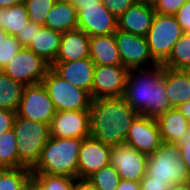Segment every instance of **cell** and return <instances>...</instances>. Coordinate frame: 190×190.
Segmentation results:
<instances>
[{
  "label": "cell",
  "mask_w": 190,
  "mask_h": 190,
  "mask_svg": "<svg viewBox=\"0 0 190 190\" xmlns=\"http://www.w3.org/2000/svg\"><path fill=\"white\" fill-rule=\"evenodd\" d=\"M114 34L123 66L130 70H139L158 65L150 54L144 36L134 35L118 29Z\"/></svg>",
  "instance_id": "cell-11"
},
{
  "label": "cell",
  "mask_w": 190,
  "mask_h": 190,
  "mask_svg": "<svg viewBox=\"0 0 190 190\" xmlns=\"http://www.w3.org/2000/svg\"><path fill=\"white\" fill-rule=\"evenodd\" d=\"M161 139L164 142L175 143L188 130L190 122L177 109L171 108L156 118Z\"/></svg>",
  "instance_id": "cell-23"
},
{
  "label": "cell",
  "mask_w": 190,
  "mask_h": 190,
  "mask_svg": "<svg viewBox=\"0 0 190 190\" xmlns=\"http://www.w3.org/2000/svg\"><path fill=\"white\" fill-rule=\"evenodd\" d=\"M61 36L62 32L43 26L26 48L51 65L57 57Z\"/></svg>",
  "instance_id": "cell-22"
},
{
  "label": "cell",
  "mask_w": 190,
  "mask_h": 190,
  "mask_svg": "<svg viewBox=\"0 0 190 190\" xmlns=\"http://www.w3.org/2000/svg\"><path fill=\"white\" fill-rule=\"evenodd\" d=\"M169 190H190L188 183L174 184Z\"/></svg>",
  "instance_id": "cell-46"
},
{
  "label": "cell",
  "mask_w": 190,
  "mask_h": 190,
  "mask_svg": "<svg viewBox=\"0 0 190 190\" xmlns=\"http://www.w3.org/2000/svg\"><path fill=\"white\" fill-rule=\"evenodd\" d=\"M87 180L95 190H116L120 184L121 177L117 170L109 164L92 174Z\"/></svg>",
  "instance_id": "cell-30"
},
{
  "label": "cell",
  "mask_w": 190,
  "mask_h": 190,
  "mask_svg": "<svg viewBox=\"0 0 190 190\" xmlns=\"http://www.w3.org/2000/svg\"><path fill=\"white\" fill-rule=\"evenodd\" d=\"M130 69L123 65H95L91 98L123 97Z\"/></svg>",
  "instance_id": "cell-12"
},
{
  "label": "cell",
  "mask_w": 190,
  "mask_h": 190,
  "mask_svg": "<svg viewBox=\"0 0 190 190\" xmlns=\"http://www.w3.org/2000/svg\"><path fill=\"white\" fill-rule=\"evenodd\" d=\"M22 48L23 46L15 36L7 34L6 37L0 41V70H3L6 64H8Z\"/></svg>",
  "instance_id": "cell-33"
},
{
  "label": "cell",
  "mask_w": 190,
  "mask_h": 190,
  "mask_svg": "<svg viewBox=\"0 0 190 190\" xmlns=\"http://www.w3.org/2000/svg\"><path fill=\"white\" fill-rule=\"evenodd\" d=\"M7 35V32L5 31V29L3 27L0 26V41L5 38Z\"/></svg>",
  "instance_id": "cell-49"
},
{
  "label": "cell",
  "mask_w": 190,
  "mask_h": 190,
  "mask_svg": "<svg viewBox=\"0 0 190 190\" xmlns=\"http://www.w3.org/2000/svg\"><path fill=\"white\" fill-rule=\"evenodd\" d=\"M111 147L90 136L84 138L78 156V179H88L92 174L110 164Z\"/></svg>",
  "instance_id": "cell-16"
},
{
  "label": "cell",
  "mask_w": 190,
  "mask_h": 190,
  "mask_svg": "<svg viewBox=\"0 0 190 190\" xmlns=\"http://www.w3.org/2000/svg\"><path fill=\"white\" fill-rule=\"evenodd\" d=\"M83 139L51 137L44 145L33 174L78 178V156Z\"/></svg>",
  "instance_id": "cell-3"
},
{
  "label": "cell",
  "mask_w": 190,
  "mask_h": 190,
  "mask_svg": "<svg viewBox=\"0 0 190 190\" xmlns=\"http://www.w3.org/2000/svg\"><path fill=\"white\" fill-rule=\"evenodd\" d=\"M188 184H189V187H190V176H189V179H188V182H187Z\"/></svg>",
  "instance_id": "cell-51"
},
{
  "label": "cell",
  "mask_w": 190,
  "mask_h": 190,
  "mask_svg": "<svg viewBox=\"0 0 190 190\" xmlns=\"http://www.w3.org/2000/svg\"><path fill=\"white\" fill-rule=\"evenodd\" d=\"M50 64L33 51L23 47L3 68V72L23 85L41 83Z\"/></svg>",
  "instance_id": "cell-10"
},
{
  "label": "cell",
  "mask_w": 190,
  "mask_h": 190,
  "mask_svg": "<svg viewBox=\"0 0 190 190\" xmlns=\"http://www.w3.org/2000/svg\"><path fill=\"white\" fill-rule=\"evenodd\" d=\"M137 2L153 5L156 2V0H137Z\"/></svg>",
  "instance_id": "cell-48"
},
{
  "label": "cell",
  "mask_w": 190,
  "mask_h": 190,
  "mask_svg": "<svg viewBox=\"0 0 190 190\" xmlns=\"http://www.w3.org/2000/svg\"><path fill=\"white\" fill-rule=\"evenodd\" d=\"M16 112L0 109V134L13 129Z\"/></svg>",
  "instance_id": "cell-38"
},
{
  "label": "cell",
  "mask_w": 190,
  "mask_h": 190,
  "mask_svg": "<svg viewBox=\"0 0 190 190\" xmlns=\"http://www.w3.org/2000/svg\"><path fill=\"white\" fill-rule=\"evenodd\" d=\"M184 33H190V0L174 15Z\"/></svg>",
  "instance_id": "cell-37"
},
{
  "label": "cell",
  "mask_w": 190,
  "mask_h": 190,
  "mask_svg": "<svg viewBox=\"0 0 190 190\" xmlns=\"http://www.w3.org/2000/svg\"><path fill=\"white\" fill-rule=\"evenodd\" d=\"M178 141L190 142V126L187 131H185L182 137Z\"/></svg>",
  "instance_id": "cell-47"
},
{
  "label": "cell",
  "mask_w": 190,
  "mask_h": 190,
  "mask_svg": "<svg viewBox=\"0 0 190 190\" xmlns=\"http://www.w3.org/2000/svg\"><path fill=\"white\" fill-rule=\"evenodd\" d=\"M124 143L140 153L147 156L152 155L162 143L156 119L138 115L129 129Z\"/></svg>",
  "instance_id": "cell-15"
},
{
  "label": "cell",
  "mask_w": 190,
  "mask_h": 190,
  "mask_svg": "<svg viewBox=\"0 0 190 190\" xmlns=\"http://www.w3.org/2000/svg\"><path fill=\"white\" fill-rule=\"evenodd\" d=\"M24 0H0V8H8L22 3Z\"/></svg>",
  "instance_id": "cell-44"
},
{
  "label": "cell",
  "mask_w": 190,
  "mask_h": 190,
  "mask_svg": "<svg viewBox=\"0 0 190 190\" xmlns=\"http://www.w3.org/2000/svg\"><path fill=\"white\" fill-rule=\"evenodd\" d=\"M190 122V101H186L176 107Z\"/></svg>",
  "instance_id": "cell-43"
},
{
  "label": "cell",
  "mask_w": 190,
  "mask_h": 190,
  "mask_svg": "<svg viewBox=\"0 0 190 190\" xmlns=\"http://www.w3.org/2000/svg\"><path fill=\"white\" fill-rule=\"evenodd\" d=\"M56 114L53 101L41 83L25 86L16 115L41 123L50 124Z\"/></svg>",
  "instance_id": "cell-9"
},
{
  "label": "cell",
  "mask_w": 190,
  "mask_h": 190,
  "mask_svg": "<svg viewBox=\"0 0 190 190\" xmlns=\"http://www.w3.org/2000/svg\"><path fill=\"white\" fill-rule=\"evenodd\" d=\"M50 67L60 77L87 91L91 96L95 63L90 58L71 62H53Z\"/></svg>",
  "instance_id": "cell-17"
},
{
  "label": "cell",
  "mask_w": 190,
  "mask_h": 190,
  "mask_svg": "<svg viewBox=\"0 0 190 190\" xmlns=\"http://www.w3.org/2000/svg\"><path fill=\"white\" fill-rule=\"evenodd\" d=\"M102 0H73L77 10V29L88 36L109 35L118 29L117 18L105 7Z\"/></svg>",
  "instance_id": "cell-7"
},
{
  "label": "cell",
  "mask_w": 190,
  "mask_h": 190,
  "mask_svg": "<svg viewBox=\"0 0 190 190\" xmlns=\"http://www.w3.org/2000/svg\"><path fill=\"white\" fill-rule=\"evenodd\" d=\"M24 87L0 70V109L16 112Z\"/></svg>",
  "instance_id": "cell-25"
},
{
  "label": "cell",
  "mask_w": 190,
  "mask_h": 190,
  "mask_svg": "<svg viewBox=\"0 0 190 190\" xmlns=\"http://www.w3.org/2000/svg\"><path fill=\"white\" fill-rule=\"evenodd\" d=\"M155 15L153 5L136 2L117 18L118 30L145 37Z\"/></svg>",
  "instance_id": "cell-18"
},
{
  "label": "cell",
  "mask_w": 190,
  "mask_h": 190,
  "mask_svg": "<svg viewBox=\"0 0 190 190\" xmlns=\"http://www.w3.org/2000/svg\"><path fill=\"white\" fill-rule=\"evenodd\" d=\"M180 148L175 143L162 141L160 147L147 160L146 175L151 181L174 184L187 183L190 173L180 158Z\"/></svg>",
  "instance_id": "cell-5"
},
{
  "label": "cell",
  "mask_w": 190,
  "mask_h": 190,
  "mask_svg": "<svg viewBox=\"0 0 190 190\" xmlns=\"http://www.w3.org/2000/svg\"><path fill=\"white\" fill-rule=\"evenodd\" d=\"M50 136L79 138L91 136L90 110L58 111L50 122Z\"/></svg>",
  "instance_id": "cell-14"
},
{
  "label": "cell",
  "mask_w": 190,
  "mask_h": 190,
  "mask_svg": "<svg viewBox=\"0 0 190 190\" xmlns=\"http://www.w3.org/2000/svg\"><path fill=\"white\" fill-rule=\"evenodd\" d=\"M28 22V12L23 2L8 8H0V26L7 34L15 36Z\"/></svg>",
  "instance_id": "cell-26"
},
{
  "label": "cell",
  "mask_w": 190,
  "mask_h": 190,
  "mask_svg": "<svg viewBox=\"0 0 190 190\" xmlns=\"http://www.w3.org/2000/svg\"><path fill=\"white\" fill-rule=\"evenodd\" d=\"M32 176L28 168L0 169V190H26Z\"/></svg>",
  "instance_id": "cell-28"
},
{
  "label": "cell",
  "mask_w": 190,
  "mask_h": 190,
  "mask_svg": "<svg viewBox=\"0 0 190 190\" xmlns=\"http://www.w3.org/2000/svg\"><path fill=\"white\" fill-rule=\"evenodd\" d=\"M116 190H140V183L128 180H121Z\"/></svg>",
  "instance_id": "cell-42"
},
{
  "label": "cell",
  "mask_w": 190,
  "mask_h": 190,
  "mask_svg": "<svg viewBox=\"0 0 190 190\" xmlns=\"http://www.w3.org/2000/svg\"><path fill=\"white\" fill-rule=\"evenodd\" d=\"M42 27L43 26L29 20V22L25 24L24 29L22 31H19L15 37L23 47H27L34 38L35 33L39 32Z\"/></svg>",
  "instance_id": "cell-36"
},
{
  "label": "cell",
  "mask_w": 190,
  "mask_h": 190,
  "mask_svg": "<svg viewBox=\"0 0 190 190\" xmlns=\"http://www.w3.org/2000/svg\"><path fill=\"white\" fill-rule=\"evenodd\" d=\"M42 84L53 101L56 112L69 110H90V94L60 77L51 67L42 79Z\"/></svg>",
  "instance_id": "cell-6"
},
{
  "label": "cell",
  "mask_w": 190,
  "mask_h": 190,
  "mask_svg": "<svg viewBox=\"0 0 190 190\" xmlns=\"http://www.w3.org/2000/svg\"><path fill=\"white\" fill-rule=\"evenodd\" d=\"M140 190H169V187L165 185V182L151 181V177L145 175L139 182Z\"/></svg>",
  "instance_id": "cell-39"
},
{
  "label": "cell",
  "mask_w": 190,
  "mask_h": 190,
  "mask_svg": "<svg viewBox=\"0 0 190 190\" xmlns=\"http://www.w3.org/2000/svg\"><path fill=\"white\" fill-rule=\"evenodd\" d=\"M163 65L131 70L123 98L139 115L157 118L171 106L163 80Z\"/></svg>",
  "instance_id": "cell-1"
},
{
  "label": "cell",
  "mask_w": 190,
  "mask_h": 190,
  "mask_svg": "<svg viewBox=\"0 0 190 190\" xmlns=\"http://www.w3.org/2000/svg\"><path fill=\"white\" fill-rule=\"evenodd\" d=\"M163 80L171 108L190 101V71L163 67Z\"/></svg>",
  "instance_id": "cell-20"
},
{
  "label": "cell",
  "mask_w": 190,
  "mask_h": 190,
  "mask_svg": "<svg viewBox=\"0 0 190 190\" xmlns=\"http://www.w3.org/2000/svg\"><path fill=\"white\" fill-rule=\"evenodd\" d=\"M175 144L180 148V158L190 173V142L177 141Z\"/></svg>",
  "instance_id": "cell-40"
},
{
  "label": "cell",
  "mask_w": 190,
  "mask_h": 190,
  "mask_svg": "<svg viewBox=\"0 0 190 190\" xmlns=\"http://www.w3.org/2000/svg\"><path fill=\"white\" fill-rule=\"evenodd\" d=\"M26 190H44L33 178L29 181Z\"/></svg>",
  "instance_id": "cell-45"
},
{
  "label": "cell",
  "mask_w": 190,
  "mask_h": 190,
  "mask_svg": "<svg viewBox=\"0 0 190 190\" xmlns=\"http://www.w3.org/2000/svg\"><path fill=\"white\" fill-rule=\"evenodd\" d=\"M72 190H95L87 179H76Z\"/></svg>",
  "instance_id": "cell-41"
},
{
  "label": "cell",
  "mask_w": 190,
  "mask_h": 190,
  "mask_svg": "<svg viewBox=\"0 0 190 190\" xmlns=\"http://www.w3.org/2000/svg\"><path fill=\"white\" fill-rule=\"evenodd\" d=\"M105 7L116 17H120L137 0H102Z\"/></svg>",
  "instance_id": "cell-35"
},
{
  "label": "cell",
  "mask_w": 190,
  "mask_h": 190,
  "mask_svg": "<svg viewBox=\"0 0 190 190\" xmlns=\"http://www.w3.org/2000/svg\"><path fill=\"white\" fill-rule=\"evenodd\" d=\"M90 36L83 30L63 32L60 48L54 62H71L89 58Z\"/></svg>",
  "instance_id": "cell-19"
},
{
  "label": "cell",
  "mask_w": 190,
  "mask_h": 190,
  "mask_svg": "<svg viewBox=\"0 0 190 190\" xmlns=\"http://www.w3.org/2000/svg\"><path fill=\"white\" fill-rule=\"evenodd\" d=\"M78 16L73 3L55 2L48 12L45 27L67 32L77 29Z\"/></svg>",
  "instance_id": "cell-24"
},
{
  "label": "cell",
  "mask_w": 190,
  "mask_h": 190,
  "mask_svg": "<svg viewBox=\"0 0 190 190\" xmlns=\"http://www.w3.org/2000/svg\"><path fill=\"white\" fill-rule=\"evenodd\" d=\"M89 58L99 66L122 65L115 34L91 36Z\"/></svg>",
  "instance_id": "cell-21"
},
{
  "label": "cell",
  "mask_w": 190,
  "mask_h": 190,
  "mask_svg": "<svg viewBox=\"0 0 190 190\" xmlns=\"http://www.w3.org/2000/svg\"><path fill=\"white\" fill-rule=\"evenodd\" d=\"M183 33L174 15L156 13L145 38L150 54L158 64H162L169 57L173 45Z\"/></svg>",
  "instance_id": "cell-8"
},
{
  "label": "cell",
  "mask_w": 190,
  "mask_h": 190,
  "mask_svg": "<svg viewBox=\"0 0 190 190\" xmlns=\"http://www.w3.org/2000/svg\"><path fill=\"white\" fill-rule=\"evenodd\" d=\"M32 178L44 190H72L74 181L77 179L49 174H33Z\"/></svg>",
  "instance_id": "cell-32"
},
{
  "label": "cell",
  "mask_w": 190,
  "mask_h": 190,
  "mask_svg": "<svg viewBox=\"0 0 190 190\" xmlns=\"http://www.w3.org/2000/svg\"><path fill=\"white\" fill-rule=\"evenodd\" d=\"M187 0H156L154 11L161 15H175Z\"/></svg>",
  "instance_id": "cell-34"
},
{
  "label": "cell",
  "mask_w": 190,
  "mask_h": 190,
  "mask_svg": "<svg viewBox=\"0 0 190 190\" xmlns=\"http://www.w3.org/2000/svg\"><path fill=\"white\" fill-rule=\"evenodd\" d=\"M162 65L169 69L190 71V33H183Z\"/></svg>",
  "instance_id": "cell-27"
},
{
  "label": "cell",
  "mask_w": 190,
  "mask_h": 190,
  "mask_svg": "<svg viewBox=\"0 0 190 190\" xmlns=\"http://www.w3.org/2000/svg\"><path fill=\"white\" fill-rule=\"evenodd\" d=\"M0 166L18 168V149L14 129L0 134Z\"/></svg>",
  "instance_id": "cell-29"
},
{
  "label": "cell",
  "mask_w": 190,
  "mask_h": 190,
  "mask_svg": "<svg viewBox=\"0 0 190 190\" xmlns=\"http://www.w3.org/2000/svg\"><path fill=\"white\" fill-rule=\"evenodd\" d=\"M55 2H66V3H72L73 0H55Z\"/></svg>",
  "instance_id": "cell-50"
},
{
  "label": "cell",
  "mask_w": 190,
  "mask_h": 190,
  "mask_svg": "<svg viewBox=\"0 0 190 190\" xmlns=\"http://www.w3.org/2000/svg\"><path fill=\"white\" fill-rule=\"evenodd\" d=\"M148 156L128 144L111 147L110 164L117 170L121 180L139 183L146 175Z\"/></svg>",
  "instance_id": "cell-13"
},
{
  "label": "cell",
  "mask_w": 190,
  "mask_h": 190,
  "mask_svg": "<svg viewBox=\"0 0 190 190\" xmlns=\"http://www.w3.org/2000/svg\"><path fill=\"white\" fill-rule=\"evenodd\" d=\"M13 129L18 149V168L32 170L40 159L42 148L51 138L50 124L16 115Z\"/></svg>",
  "instance_id": "cell-4"
},
{
  "label": "cell",
  "mask_w": 190,
  "mask_h": 190,
  "mask_svg": "<svg viewBox=\"0 0 190 190\" xmlns=\"http://www.w3.org/2000/svg\"><path fill=\"white\" fill-rule=\"evenodd\" d=\"M29 20L45 27L48 12L55 4V0H24Z\"/></svg>",
  "instance_id": "cell-31"
},
{
  "label": "cell",
  "mask_w": 190,
  "mask_h": 190,
  "mask_svg": "<svg viewBox=\"0 0 190 190\" xmlns=\"http://www.w3.org/2000/svg\"><path fill=\"white\" fill-rule=\"evenodd\" d=\"M138 115L123 97L94 99L90 107L91 136L109 147L123 144Z\"/></svg>",
  "instance_id": "cell-2"
}]
</instances>
